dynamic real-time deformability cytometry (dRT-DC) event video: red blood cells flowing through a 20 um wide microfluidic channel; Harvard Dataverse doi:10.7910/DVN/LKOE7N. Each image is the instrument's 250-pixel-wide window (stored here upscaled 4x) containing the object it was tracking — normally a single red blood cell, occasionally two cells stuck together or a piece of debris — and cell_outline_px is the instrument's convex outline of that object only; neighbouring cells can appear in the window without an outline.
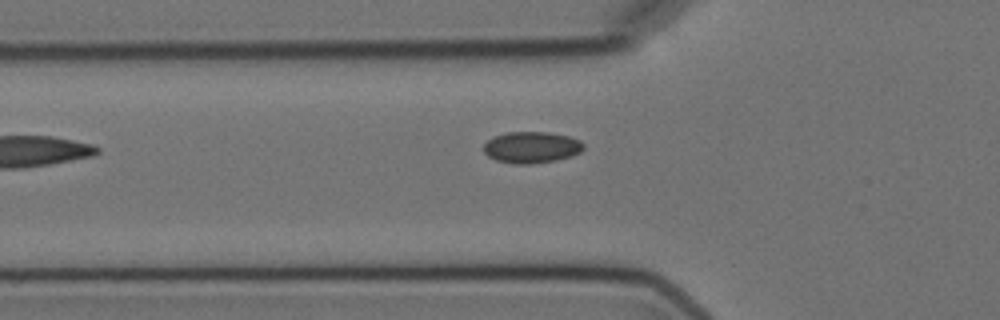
{"species": "Egyptian fruit bat (a non-hibernating species)", "species_latin": "Rousettus aegyptiacus", "temperature_condition": "cold", "stored_images_in_passage": 3, "camera_frame_rate_fps": 3000, "um_per_image_px": 0.085, "animal": {"sex": "female"}, "frame": {"image": 1, "passage_image": 2, "time_ms": 1.333, "image_size_px": [1000, 320], "cell_outline_px": [[584, 148], [580, 152], [572, 156], [556, 160], [528, 164], [516, 164], [496, 160], [488, 156], [484, 152], [484, 144], [492, 136], [508, 132], [548, 132], [568, 136], [580, 140], [584, 144]], "centroid_in_image_um": [45.18, 12.52], "position_along_channel_um": 80.6, "area_um2": 18.32}}
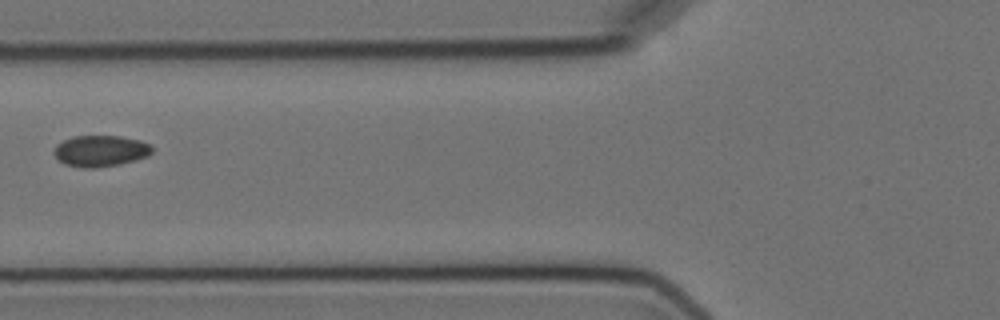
{"frame": {"image": 2, "passage_image": 3, "time_ms": 2.333, "image_size_px": [1000, 320], "cell_outline_px": [[152, 152], [148, 156], [116, 164], [92, 168], [84, 168], [64, 164], [52, 152], [52, 148], [56, 144], [72, 136], [120, 136], [140, 140], [152, 144]], "centroid_in_image_um": [8.51, 12.81], "position_along_channel_um": 117.3, "area_um2": 17.8}}